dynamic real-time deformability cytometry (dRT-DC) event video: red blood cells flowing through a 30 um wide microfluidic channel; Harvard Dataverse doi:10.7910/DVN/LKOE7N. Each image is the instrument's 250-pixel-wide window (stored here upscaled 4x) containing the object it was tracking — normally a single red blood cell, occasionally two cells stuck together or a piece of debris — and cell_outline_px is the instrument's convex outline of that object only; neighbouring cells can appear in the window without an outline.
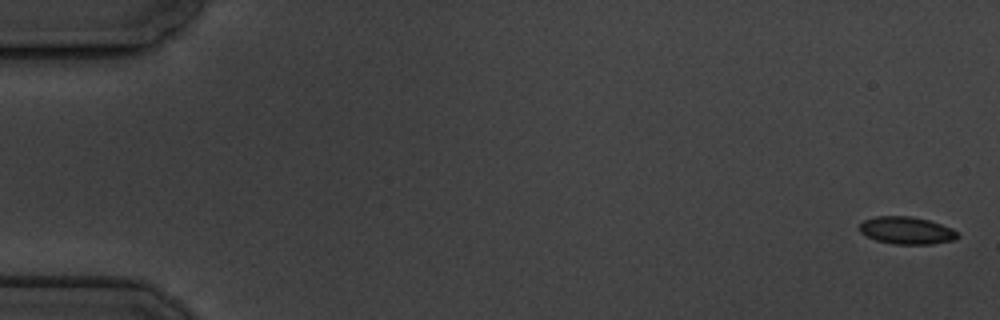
{"species": "common noctule bat (a hibernating species)", "species_latin": "Nyctalus noctula", "temperature_condition": "cold", "stored_images_in_passage": 6, "camera_frame_rate_fps": 3000, "um_per_image_px": 0.085, "animal": {"sex": "male", "body_mass_g": 19.5, "forearm_length_mm": 54.6}, "frame": {"image": 1, "passage_image": 1, "time_ms": 0.0, "image_size_px": [1000, 320], "cell_outline_px": [[960, 236], [956, 240], [932, 244], [892, 244], [876, 240], [860, 232], [860, 224], [864, 220], [876, 216], [912, 216], [928, 220], [952, 228]], "centroid_in_image_um": [77.08, 19.59], "position_along_channel_um": 7.9, "area_um2": 15.66}}
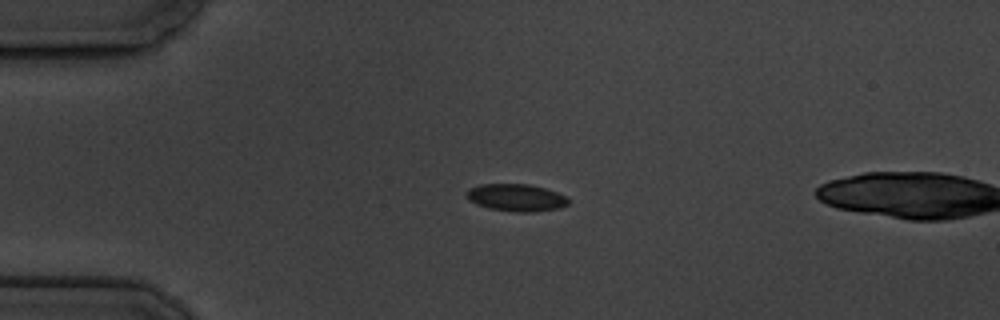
{"frame": {"image": 2, "passage_image": 5, "time_ms": 4.333, "image_size_px": [1000, 320], "cell_outline_px": [[572, 200], [568, 204], [560, 208], [536, 212], [516, 212], [488, 208], [476, 204], [468, 200], [464, 192], [468, 188], [480, 184], [528, 184], [544, 188], [568, 196]], "centroid_in_image_um": [43.88, 16.8], "position_along_channel_um": 41.1, "area_um2": 16.53}}